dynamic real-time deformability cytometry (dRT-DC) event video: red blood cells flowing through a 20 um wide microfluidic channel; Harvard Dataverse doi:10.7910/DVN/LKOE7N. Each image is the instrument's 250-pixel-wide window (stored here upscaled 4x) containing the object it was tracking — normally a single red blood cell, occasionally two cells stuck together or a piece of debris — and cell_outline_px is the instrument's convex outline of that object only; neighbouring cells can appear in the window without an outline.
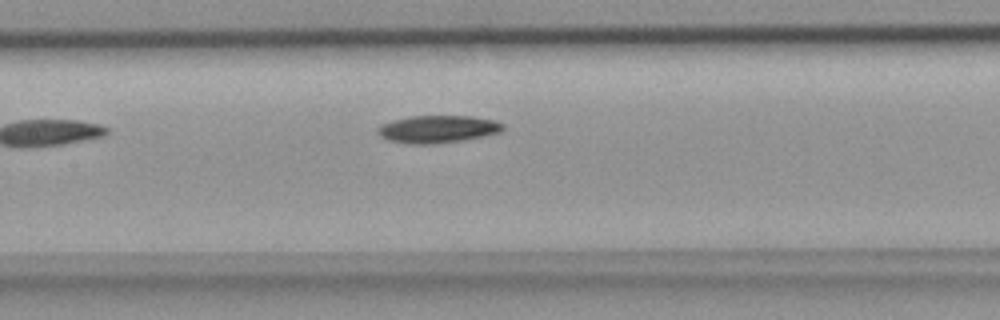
{"species": "common noctule bat (a hibernating species)", "species_latin": "Nyctalus noctula", "temperature_condition": "room temperature", "stored_images_in_passage": 7, "segment_of_instrument_passage": [1, 2], "camera_frame_rate_fps": 3000, "um_per_image_px": 0.085, "animal": {"sex": "female", "body_mass_g": 18.4}, "frame": {"image": 1, "passage_image": 6, "time_ms": 1.667, "image_size_px": [1000, 320], "cell_outline_px": [[504, 128], [500, 132], [484, 136], [464, 140], [432, 144], [408, 144], [388, 140], [380, 136], [376, 132], [376, 128], [380, 124], [392, 120], [412, 116], [472, 116], [492, 120], [504, 124]], "centroid_in_image_um": [37.16, 10.98], "position_along_channel_um": 170.2, "area_um2": 20.17}}